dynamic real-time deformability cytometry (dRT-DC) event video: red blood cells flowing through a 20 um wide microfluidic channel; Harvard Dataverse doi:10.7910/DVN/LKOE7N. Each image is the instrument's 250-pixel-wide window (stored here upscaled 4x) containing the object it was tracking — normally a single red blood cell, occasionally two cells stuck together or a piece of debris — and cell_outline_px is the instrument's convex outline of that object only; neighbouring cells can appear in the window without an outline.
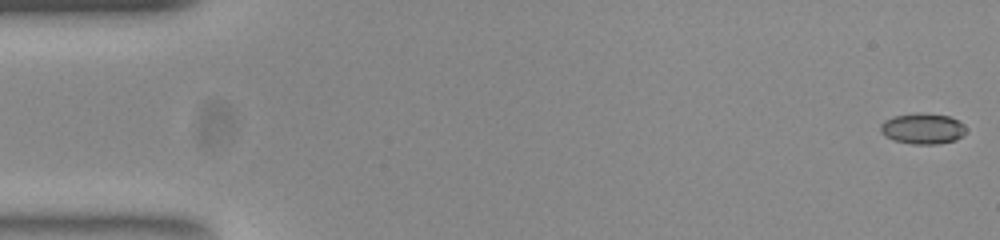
{"species": "common noctule bat (a hibernating species)", "species_latin": "Nyctalus noctula", "temperature_condition": "room temperature", "stored_images_in_passage": 54, "segment_of_instrument_passage": [1, 2], "camera_frame_rate_fps": 3000, "um_per_image_px": 0.085, "animal": {"sex": "female", "body_mass_g": 23.0, "forearm_length_mm": 53.4}, "frame": {"image": 1, "passage_image": 1, "time_ms": 0.0, "image_size_px": [1000, 240], "cell_outline_px": [[964, 132], [956, 140], [936, 144], [912, 144], [892, 140], [884, 136], [880, 132], [880, 124], [884, 120], [892, 116], [916, 112], [920, 112], [948, 116], [964, 124]], "centroid_in_image_um": [78.35, 10.92], "position_along_channel_um": 6.7, "area_um2": 15.43}}
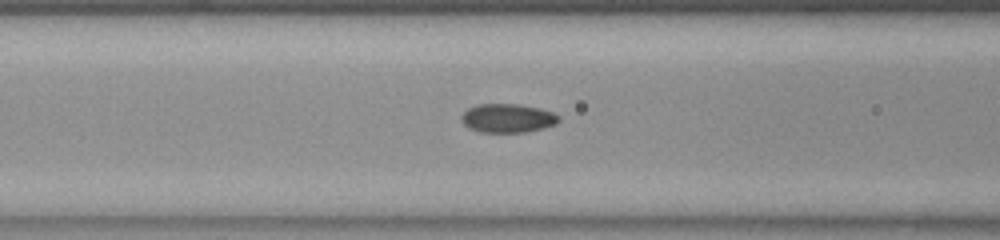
{"frame": {"image": 2, "passage_image": 21, "time_ms": 6.667, "image_size_px": [1000, 240], "cell_outline_px": [[560, 120], [556, 124], [544, 128], [524, 132], [480, 132], [468, 128], [460, 120], [460, 116], [468, 108], [476, 104], [520, 104], [540, 108], [552, 112], [560, 116]], "centroid_in_image_um": [43.14, 10.04], "position_along_channel_um": 123.5, "area_um2": 16.53}}
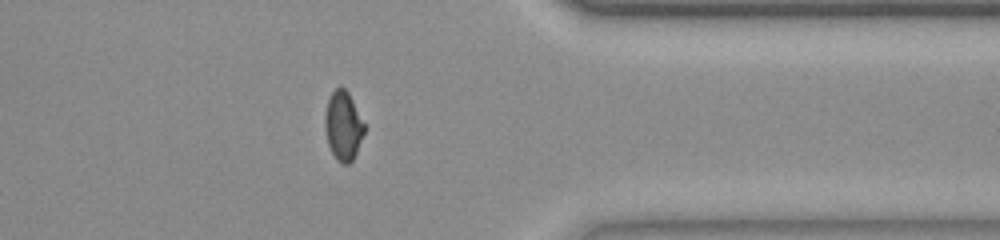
{"frame": {"image": 3, "passage_image": 42, "time_ms": 13.667, "image_size_px": [1000, 240], "cell_outline_px": [[364, 132], [356, 152], [352, 160], [348, 164], [344, 164], [336, 160], [328, 144], [324, 128], [324, 116], [328, 100], [332, 92], [336, 88], [344, 88], [348, 92], [364, 124]], "centroid_in_image_um": [29.14, 10.71], "position_along_channel_um": 382.3, "area_um2": 15.55}}